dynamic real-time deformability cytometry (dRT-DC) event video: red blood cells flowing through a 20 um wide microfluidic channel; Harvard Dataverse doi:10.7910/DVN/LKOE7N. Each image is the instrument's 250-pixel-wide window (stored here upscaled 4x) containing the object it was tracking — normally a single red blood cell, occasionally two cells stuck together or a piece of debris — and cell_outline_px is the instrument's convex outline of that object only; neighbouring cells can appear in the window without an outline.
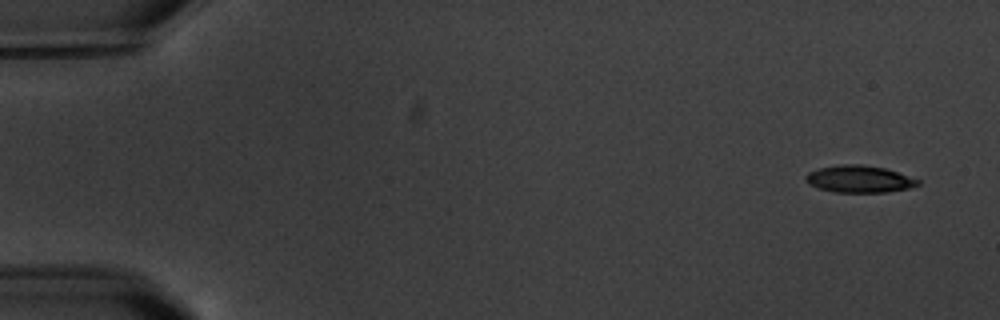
{"species": "common noctule bat (a hibernating species)", "species_latin": "Nyctalus noctula", "temperature_condition": "warm", "stored_images_in_passage": 6, "camera_frame_rate_fps": 3000, "um_per_image_px": 0.085, "animal": {"sex": "male", "body_mass_g": 20.1, "forearm_length_mm": 53.5}, "frame": {"image": 1, "passage_image": 1, "time_ms": 0.0, "image_size_px": [1000, 320], "cell_outline_px": [[920, 184], [908, 188], [888, 192], [836, 192], [820, 188], [808, 184], [804, 180], [804, 176], [808, 172], [820, 168], [840, 164], [860, 164], [884, 168], [920, 180]], "centroid_in_image_um": [73.0, 15.22], "position_along_channel_um": 12.0, "area_um2": 17.57}}
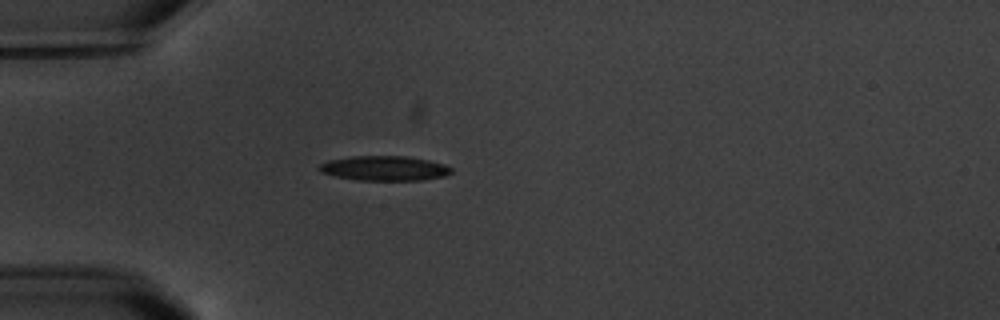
{"frame": {"image": 2, "passage_image": 5, "time_ms": 4.667, "image_size_px": [1000, 320], "cell_outline_px": [[452, 172], [444, 176], [420, 180], [360, 180], [336, 176], [320, 172], [316, 168], [320, 164], [328, 160], [352, 156], [408, 156], [428, 160], [444, 164], [452, 168]], "centroid_in_image_um": [32.66, 14.3], "position_along_channel_um": 52.3, "area_um2": 19.02}}